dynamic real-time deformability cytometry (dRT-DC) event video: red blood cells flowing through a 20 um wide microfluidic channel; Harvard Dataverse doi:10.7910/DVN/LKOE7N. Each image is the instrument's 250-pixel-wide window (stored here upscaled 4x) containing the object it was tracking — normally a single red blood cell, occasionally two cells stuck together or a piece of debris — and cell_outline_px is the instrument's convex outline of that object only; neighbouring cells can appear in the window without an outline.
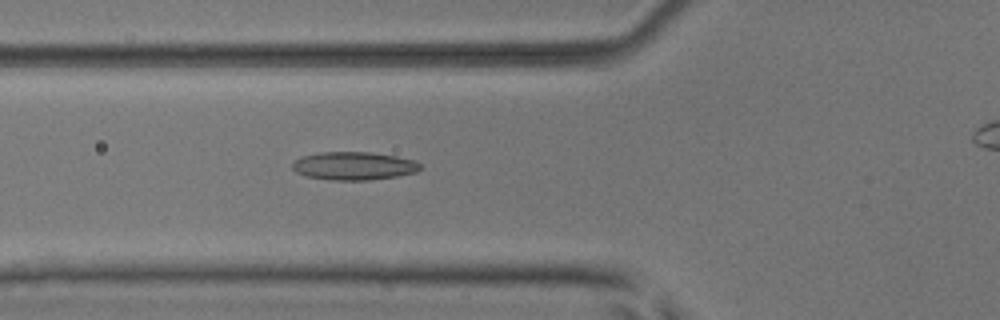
{"species": "common noctule bat (a hibernating species)", "species_latin": "Nyctalus noctula", "temperature_condition": "room temperature", "stored_images_in_passage": 47, "camera_frame_rate_fps": 3000, "um_per_image_px": 0.085, "animal": {"sex": "male", "body_mass_g": 17.9, "forearm_length_mm": 54.2}, "frame": {"image": 1, "passage_image": 19, "time_ms": 6.0, "image_size_px": [1000, 320], "cell_outline_px": [[420, 168], [416, 172], [396, 176], [368, 180], [332, 180], [308, 176], [296, 172], [292, 168], [292, 164], [296, 160], [304, 156], [320, 152], [372, 152], [396, 156], [416, 160], [420, 164]], "centroid_in_image_um": [30.1, 14.09], "position_along_channel_um": 95.7, "area_um2": 20.81}}
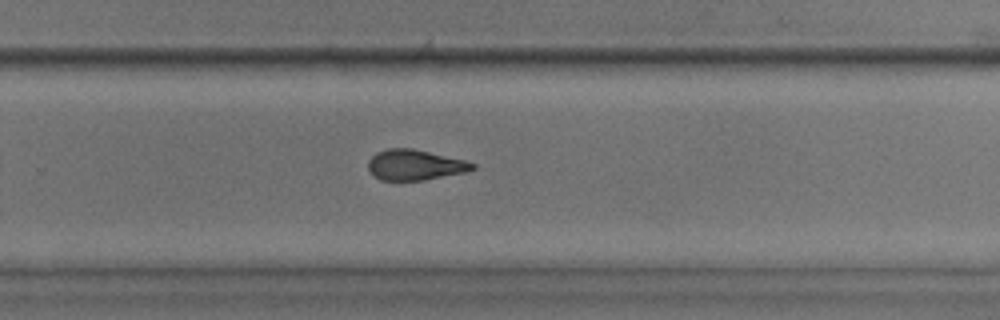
{"frame": {"image": 2, "passage_image": 34, "time_ms": 11.0, "image_size_px": [1000, 320], "cell_outline_px": [[476, 168], [464, 172], [424, 180], [380, 180], [372, 176], [368, 172], [368, 160], [376, 152], [388, 148], [412, 148], [464, 160], [476, 164]], "centroid_in_image_um": [35.21, 14.02], "position_along_channel_um": 294.6, "area_um2": 18.55}}
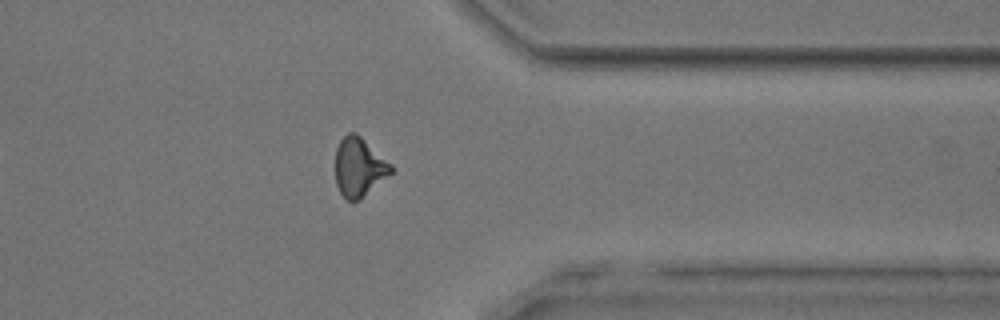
{"frame": {"image": 3, "passage_image": 41, "time_ms": 13.333, "image_size_px": [1000, 320], "cell_outline_px": [[392, 172], [360, 200], [348, 200], [340, 192], [336, 184], [336, 148], [340, 140], [348, 132], [356, 132], [392, 164]], "centroid_in_image_um": [30.52, 14.19], "position_along_channel_um": 380.9, "area_um2": 18.96}, "authors_computed_cell_mechanics": {"area_um2": 19.5942, "velocity_mm_per_s": 3.9856, "shape_relaxation_time_tau1_ms": null, "shape_relaxation_time_tau2_ms": 1.7453, "deformation_change_tau1": null, "deformation_change_tau2": 0.0951}}